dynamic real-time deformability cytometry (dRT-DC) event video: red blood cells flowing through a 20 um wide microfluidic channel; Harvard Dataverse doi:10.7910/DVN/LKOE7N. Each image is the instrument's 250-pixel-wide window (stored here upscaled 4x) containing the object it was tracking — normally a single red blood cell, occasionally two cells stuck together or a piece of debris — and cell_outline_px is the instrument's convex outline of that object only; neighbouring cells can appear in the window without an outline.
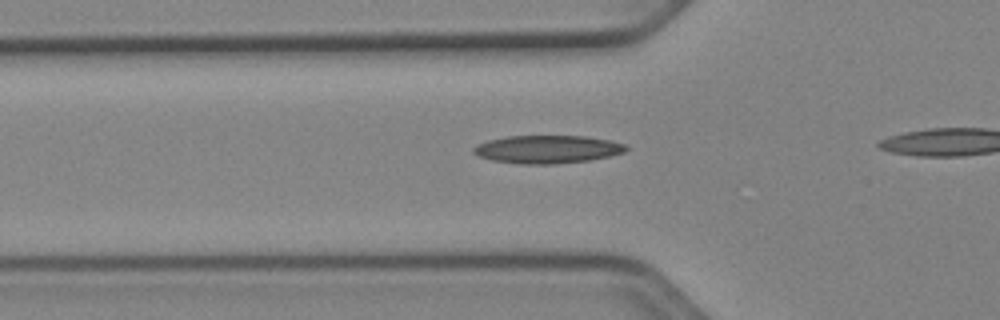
{"species": "Egyptian fruit bat (a non-hibernating species)", "species_latin": "Rousettus aegyptiacus", "temperature_condition": "cold", "stored_images_in_passage": 14, "camera_frame_rate_fps": 3000, "um_per_image_px": 0.085, "animal": {"sex": "female"}, "frame": {"image": 1, "passage_image": 10, "time_ms": 3.0, "image_size_px": [1000, 320], "cell_outline_px": [[628, 148], [624, 152], [608, 156], [588, 160], [552, 164], [520, 164], [492, 160], [480, 156], [472, 152], [472, 148], [476, 144], [488, 140], [508, 136], [584, 136], [612, 140], [624, 144]], "centroid_in_image_um": [46.5, 12.68], "position_along_channel_um": 79.3, "area_um2": 24.8}}
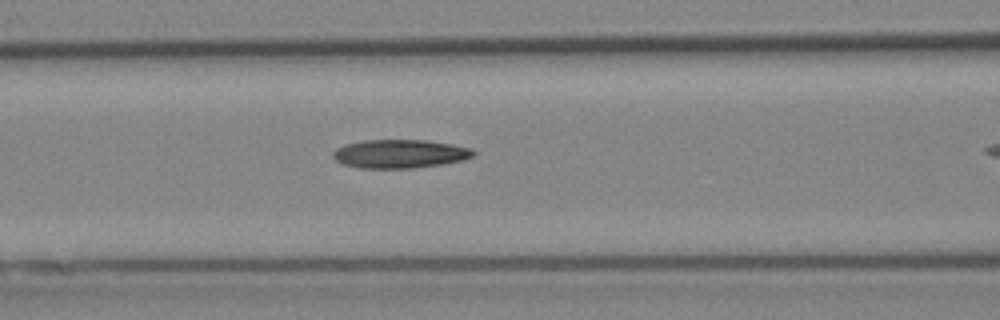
{"frame": {"image": 2, "passage_image": 14, "time_ms": 4.333, "image_size_px": [1000, 320], "cell_outline_px": [[476, 152], [472, 156], [464, 160], [444, 164], [412, 168], [360, 168], [344, 164], [336, 160], [332, 156], [332, 152], [336, 148], [344, 144], [364, 140], [424, 140], [452, 144], [472, 148]], "centroid_in_image_um": [33.99, 13.07], "position_along_channel_um": 132.6, "area_um2": 23.47}}